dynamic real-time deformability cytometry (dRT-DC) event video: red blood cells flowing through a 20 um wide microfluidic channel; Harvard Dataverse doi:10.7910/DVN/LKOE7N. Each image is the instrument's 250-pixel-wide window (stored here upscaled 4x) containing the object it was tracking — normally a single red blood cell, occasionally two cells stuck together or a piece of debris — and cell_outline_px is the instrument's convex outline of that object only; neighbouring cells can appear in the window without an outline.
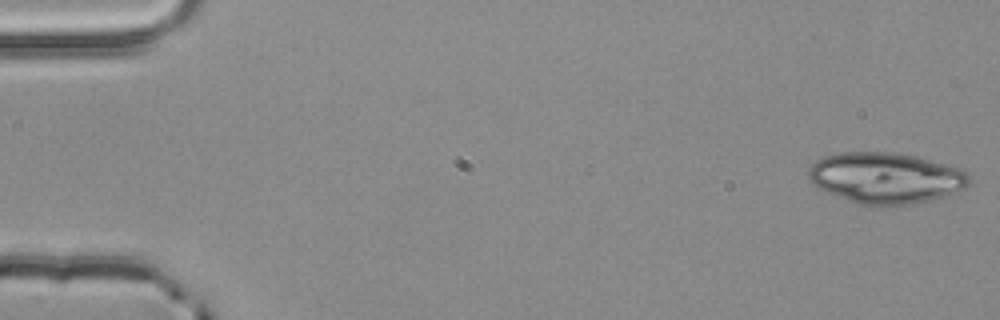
{"species": "common noctule bat (a hibernating species)", "species_latin": "Nyctalus noctula", "temperature_condition": "room temperature", "stored_images_in_passage": 4, "camera_frame_rate_fps": 3000, "um_per_image_px": 0.085, "animal": {"sex": "male", "body_mass_g": 20.4}, "frame": {"image": 1, "passage_image": 1, "time_ms": 0.0, "image_size_px": [1000, 320], "cell_outline_px": [[972, 180], [964, 188], [956, 192], [928, 200], [908, 204], [860, 204], [836, 196], [816, 188], [808, 180], [808, 172], [812, 164], [816, 160], [824, 156], [840, 152], [892, 152], [920, 156], [964, 168], [968, 172]], "centroid_in_image_um": [75.31, 15.09], "position_along_channel_um": 9.7, "area_um2": 48.03}}